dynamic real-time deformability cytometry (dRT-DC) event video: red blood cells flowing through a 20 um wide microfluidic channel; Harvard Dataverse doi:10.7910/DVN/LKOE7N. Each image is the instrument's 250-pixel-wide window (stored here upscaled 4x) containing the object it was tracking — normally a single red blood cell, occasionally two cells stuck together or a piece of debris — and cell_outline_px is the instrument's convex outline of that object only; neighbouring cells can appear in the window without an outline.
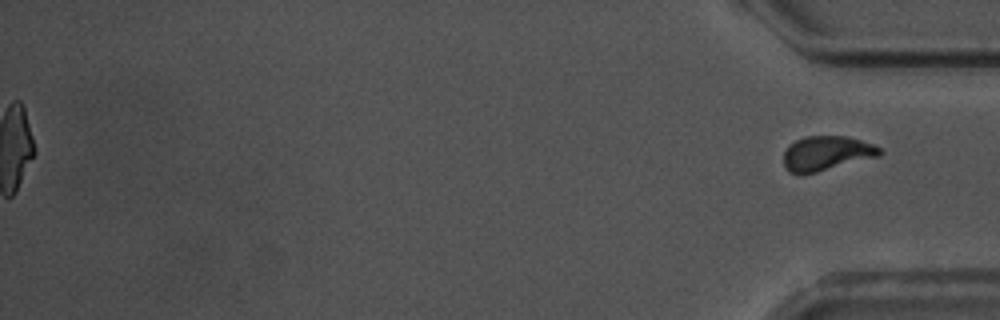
{"species": "common noctule bat (a hibernating species)", "species_latin": "Nyctalus noctula", "temperature_condition": "warm", "stored_images_in_passage": 58, "segment_of_instrument_passage": [2, 2], "camera_frame_rate_fps": 3000, "um_per_image_px": 0.085, "animal": {"sex": "male", "body_mass_g": 17.5, "forearm_length_mm": 52.3}, "frame": {"image": 1, "passage_image": 58, "time_ms": 19.0, "image_size_px": [1000, 320], "cell_outline_px": [[884, 152], [880, 156], [800, 176], [788, 172], [784, 164], [784, 152], [788, 144], [804, 136], [848, 136], [872, 144], [880, 148]], "centroid_in_image_um": [70.23, 13.04], "position_along_channel_um": 365.0, "area_um2": 19.59}}